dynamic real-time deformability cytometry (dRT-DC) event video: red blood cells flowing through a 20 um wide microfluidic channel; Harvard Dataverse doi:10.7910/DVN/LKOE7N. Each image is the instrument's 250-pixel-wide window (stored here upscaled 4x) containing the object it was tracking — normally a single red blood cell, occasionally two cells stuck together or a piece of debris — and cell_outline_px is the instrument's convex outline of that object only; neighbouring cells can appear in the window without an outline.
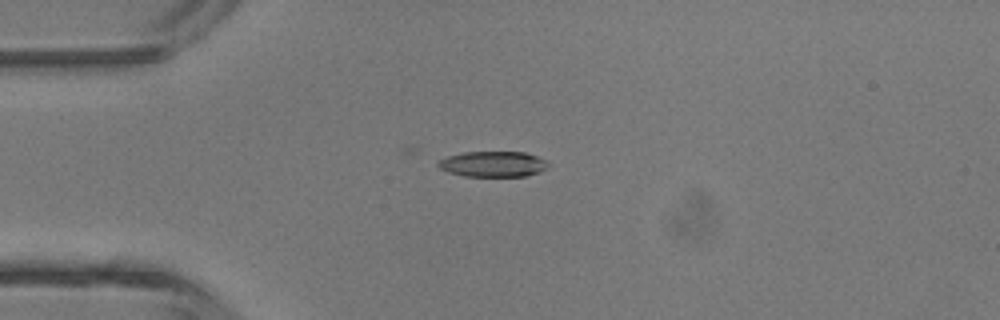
{"species": "common noctule bat (a hibernating species)", "species_latin": "Nyctalus noctula", "temperature_condition": "room temperature", "stored_images_in_passage": 1, "camera_frame_rate_fps": 3000, "um_per_image_px": 0.085, "animal": {"sex": "male", "body_mass_g": 13.3}, "frame": {"image": 1, "passage_image": 1, "time_ms": 0.0, "image_size_px": [1000, 320], "cell_outline_px": [[548, 164], [540, 172], [524, 176], [464, 176], [448, 172], [440, 168], [436, 164], [440, 160], [448, 156], [464, 152], [524, 152], [536, 156], [544, 160]], "centroid_in_image_um": [41.87, 13.94], "position_along_channel_um": 43.1, "area_um2": 16.18}}